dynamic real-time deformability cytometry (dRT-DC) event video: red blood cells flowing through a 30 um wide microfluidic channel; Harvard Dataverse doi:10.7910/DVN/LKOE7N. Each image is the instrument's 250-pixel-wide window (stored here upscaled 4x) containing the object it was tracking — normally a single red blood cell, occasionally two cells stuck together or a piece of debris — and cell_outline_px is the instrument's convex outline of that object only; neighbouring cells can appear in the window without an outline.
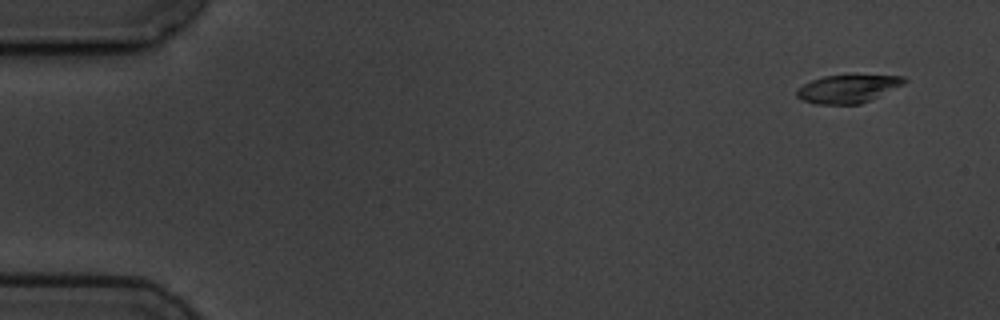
{"species": "common noctule bat (a hibernating species)", "species_latin": "Nyctalus noctula", "temperature_condition": "cold", "stored_images_in_passage": 5, "camera_frame_rate_fps": 3000, "um_per_image_px": 0.085, "animal": {"sex": "male", "body_mass_g": 19.5, "forearm_length_mm": 54.6}, "frame": {"image": 1, "passage_image": 1, "time_ms": 0.0, "image_size_px": [1000, 320], "cell_outline_px": [[908, 80], [904, 84], [860, 104], [816, 104], [800, 100], [796, 96], [796, 92], [804, 84], [812, 80], [824, 76], [848, 72], [904, 76]], "centroid_in_image_um": [72.09, 7.48], "position_along_channel_um": 12.9, "area_um2": 18.32}}